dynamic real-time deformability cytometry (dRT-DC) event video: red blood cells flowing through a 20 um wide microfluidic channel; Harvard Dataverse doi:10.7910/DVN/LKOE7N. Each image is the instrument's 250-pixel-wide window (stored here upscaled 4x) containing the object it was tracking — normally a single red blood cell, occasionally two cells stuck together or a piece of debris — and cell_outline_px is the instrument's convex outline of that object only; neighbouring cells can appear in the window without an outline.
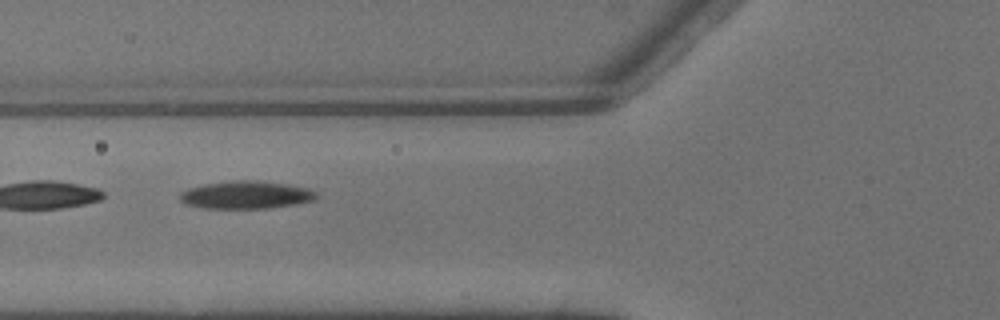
{"species": "common noctule bat (a hibernating species)", "species_latin": "Nyctalus noctula", "temperature_condition": "warm", "stored_images_in_passage": 5, "camera_frame_rate_fps": 3000, "um_per_image_px": 0.085, "animal": {"sex": "male", "body_mass_g": 13.3}, "frame": {"image": 1, "passage_image": 5, "time_ms": 1.333, "image_size_px": [1000, 320], "cell_outline_px": [[316, 196], [312, 200], [296, 204], [264, 208], [204, 208], [184, 204], [180, 200], [180, 192], [188, 188], [204, 184], [236, 180], [248, 180], [288, 184], [308, 188], [316, 192]], "centroid_in_image_um": [20.86, 16.56], "position_along_channel_um": 104.9, "area_um2": 21.85}}